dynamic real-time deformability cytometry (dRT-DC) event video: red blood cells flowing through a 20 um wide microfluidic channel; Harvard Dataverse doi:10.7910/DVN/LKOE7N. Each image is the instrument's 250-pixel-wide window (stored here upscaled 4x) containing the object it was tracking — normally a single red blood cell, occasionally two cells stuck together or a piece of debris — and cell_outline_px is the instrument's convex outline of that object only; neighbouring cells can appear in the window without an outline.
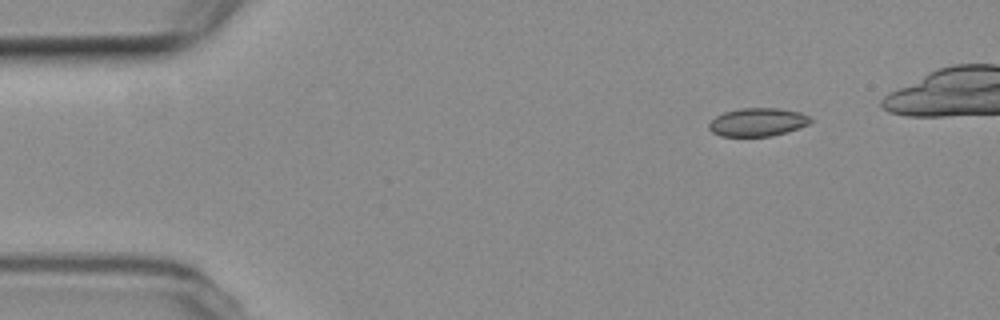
{"species": "common noctule bat (a hibernating species)", "species_latin": "Nyctalus noctula", "temperature_condition": "room temperature", "stored_images_in_passage": 5, "camera_frame_rate_fps": 3000, "um_per_image_px": 0.085, "animal": {"sex": "female", "body_mass_g": 19.3, "forearm_length_mm": 54.1}, "frame": {"image": 1, "passage_image": 1, "time_ms": 0.0, "image_size_px": [1000, 320], "cell_outline_px": [[812, 120], [808, 124], [772, 136], [720, 136], [712, 132], [708, 128], [708, 124], [716, 116], [724, 112], [740, 108], [780, 108], [800, 112], [808, 116]], "centroid_in_image_um": [64.36, 10.37], "position_along_channel_um": 20.6, "area_um2": 16.59}}